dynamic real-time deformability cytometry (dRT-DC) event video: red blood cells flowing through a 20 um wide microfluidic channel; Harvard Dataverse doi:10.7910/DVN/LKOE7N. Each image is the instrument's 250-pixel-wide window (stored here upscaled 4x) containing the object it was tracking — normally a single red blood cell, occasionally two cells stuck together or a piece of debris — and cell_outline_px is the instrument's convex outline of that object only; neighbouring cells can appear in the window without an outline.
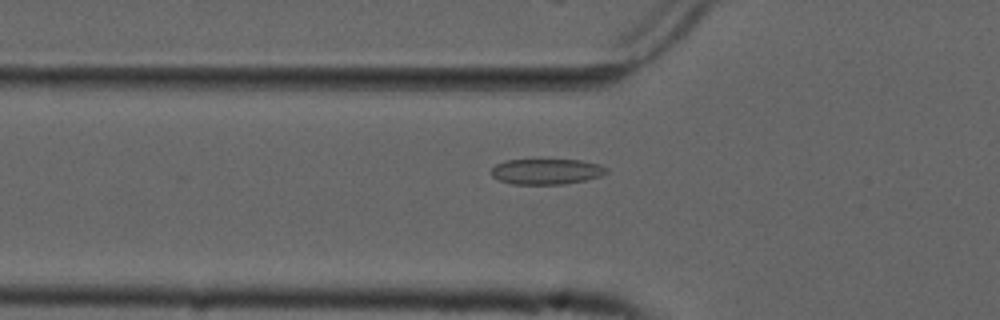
{"species": "common noctule bat (a hibernating species)", "species_latin": "Nyctalus noctula", "temperature_condition": "cold", "stored_images_in_passage": 56, "camera_frame_rate_fps": 3000, "um_per_image_px": 0.085, "animal": {"sex": "male", "forearm_length_mm": 52.5}, "frame": {"image": 1, "passage_image": 20, "time_ms": 6.333, "image_size_px": [1000, 320], "cell_outline_px": [[608, 172], [600, 176], [584, 180], [564, 184], [512, 184], [500, 180], [492, 176], [492, 168], [496, 164], [504, 160], [580, 160], [600, 164], [608, 168]], "centroid_in_image_um": [46.46, 14.57], "position_along_channel_um": 79.3, "area_um2": 17.11}}
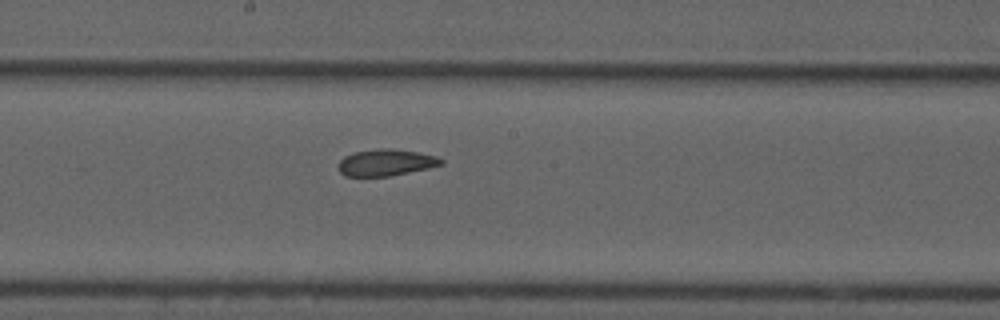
{"frame": {"image": 2, "passage_image": 31, "time_ms": 10.0, "image_size_px": [1000, 320], "cell_outline_px": [[444, 164], [428, 168], [388, 176], [344, 176], [340, 172], [340, 160], [344, 156], [352, 152], [376, 148], [392, 148], [416, 152], [436, 156], [444, 160]], "centroid_in_image_um": [32.8, 13.8], "position_along_channel_um": 215.4, "area_um2": 15.9}}
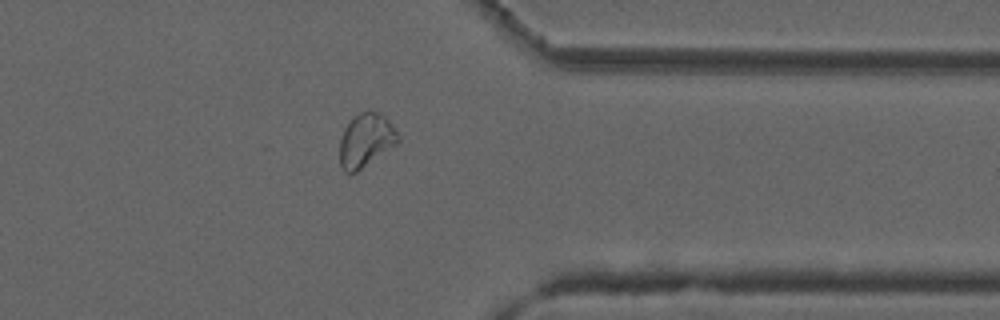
{"frame": {"image": 3, "passage_image": 45, "time_ms": 14.667, "image_size_px": [1000, 320], "cell_outline_px": [[400, 140], [396, 144], [356, 172], [344, 172], [340, 164], [340, 140], [344, 128], [352, 116], [360, 112], [380, 112], [388, 120], [400, 136]], "centroid_in_image_um": [31.08, 11.91], "position_along_channel_um": 380.3, "area_um2": 18.03}, "authors_computed_cell_mechanics": {"area_um2": 18.4671, "velocity_mm_per_s": 3.707, "shape_relaxation_time_tau1_ms": null, "shape_relaxation_time_tau2_ms": 2.4289, "deformation_change_tau1": null, "deformation_change_tau2": 0.0521}}